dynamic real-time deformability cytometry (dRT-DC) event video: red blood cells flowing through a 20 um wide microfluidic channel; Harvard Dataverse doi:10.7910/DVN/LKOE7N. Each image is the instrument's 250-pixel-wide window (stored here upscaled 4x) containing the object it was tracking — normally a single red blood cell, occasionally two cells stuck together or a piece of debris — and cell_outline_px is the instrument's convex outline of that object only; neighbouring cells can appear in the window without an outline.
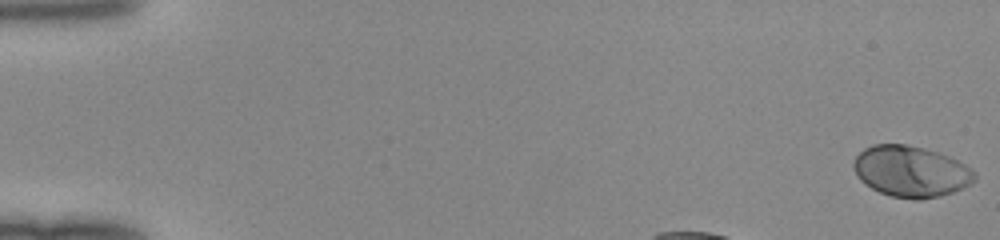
{"species": "human", "species_latin": "Homo sapiens", "temperature_condition": "room temperature", "stored_images_in_passage": 35, "camera_frame_rate_fps": 3000, "um_per_image_px": 0.085, "donor": {"sex": "female"}, "frame": {"image": 1, "passage_image": 1, "time_ms": 0.0, "image_size_px": [1000, 240], "cell_outline_px": [[976, 180], [952, 192], [940, 196], [920, 200], [916, 200], [892, 196], [880, 192], [864, 184], [860, 180], [852, 168], [852, 164], [856, 156], [864, 148], [872, 144], [904, 144], [924, 148], [948, 156], [972, 168], [976, 172]], "centroid_in_image_um": [77.4, 14.57], "position_along_channel_um": 7.6, "area_um2": 36.07}}
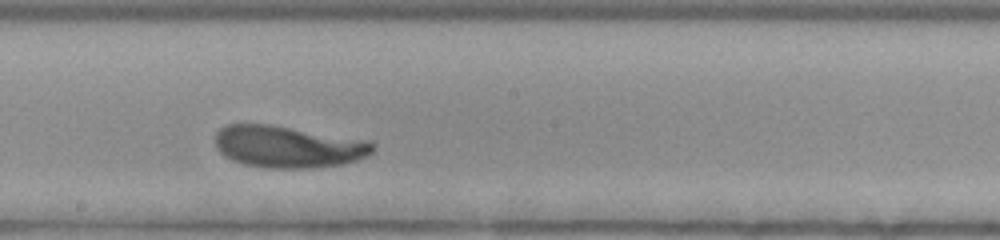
{"frame": {"image": 2, "passage_image": 23, "time_ms": 7.333, "image_size_px": [1000, 240], "cell_outline_px": [[376, 148], [368, 156], [356, 160], [340, 164], [316, 168], [268, 168], [244, 164], [232, 160], [220, 152], [216, 148], [216, 132], [220, 128], [228, 124], [268, 124], [368, 140], [376, 144]], "centroid_in_image_um": [24.5, 12.47], "position_along_channel_um": 223.7, "area_um2": 38.49}}
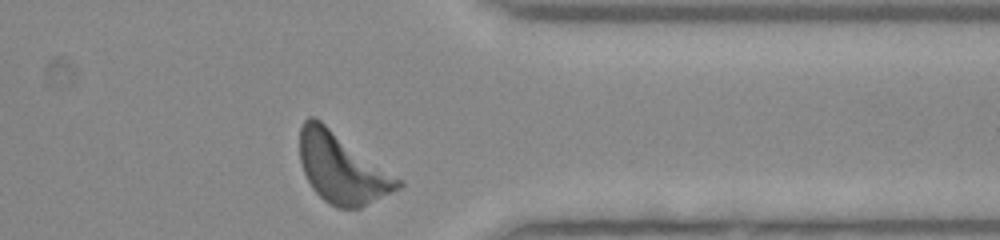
{"frame": {"image": 3, "passage_image": 35, "time_ms": 11.333, "image_size_px": [1000, 240], "cell_outline_px": [[404, 184], [400, 188], [360, 208], [336, 208], [328, 204], [312, 188], [304, 172], [300, 160], [300, 128], [304, 120], [308, 116], [316, 116], [404, 180]], "centroid_in_image_um": [29.09, 14.27], "position_along_channel_um": 382.3, "area_um2": 40.63}}